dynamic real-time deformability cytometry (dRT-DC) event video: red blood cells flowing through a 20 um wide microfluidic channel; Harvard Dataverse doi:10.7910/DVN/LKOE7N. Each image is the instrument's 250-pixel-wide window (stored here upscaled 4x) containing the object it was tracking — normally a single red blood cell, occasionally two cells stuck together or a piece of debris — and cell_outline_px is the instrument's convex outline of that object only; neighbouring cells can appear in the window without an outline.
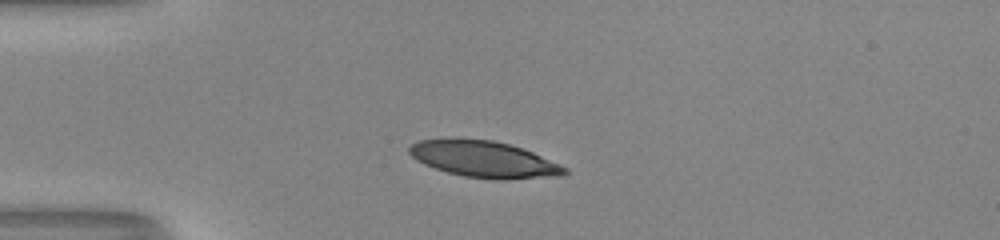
{"species": "human", "species_latin": "Homo sapiens", "temperature_condition": "room temperature", "stored_images_in_passage": 39, "camera_frame_rate_fps": 3000, "um_per_image_px": 0.085, "donor": {"sex": "male"}, "frame": {"image": 1, "passage_image": 1, "time_ms": 0.0, "image_size_px": [1000, 240], "cell_outline_px": [[568, 172], [564, 176], [500, 180], [464, 176], [448, 172], [424, 164], [416, 160], [408, 152], [408, 148], [412, 144], [420, 140], [492, 140], [508, 144], [532, 152], [568, 168]], "centroid_in_image_um": [41.19, 13.57], "position_along_channel_um": 43.8, "area_um2": 32.31}}
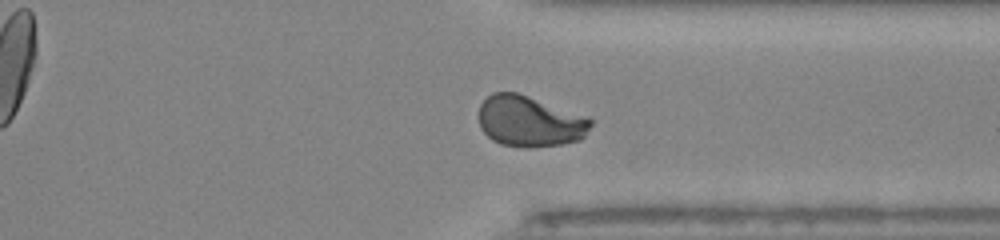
{"frame": {"image": 2, "passage_image": 27, "time_ms": 8.667, "image_size_px": [1000, 240], "cell_outline_px": [[592, 124], [584, 136], [580, 140], [560, 144], [528, 148], [500, 144], [492, 140], [480, 128], [480, 104], [492, 92], [516, 92], [588, 116], [592, 120]], "centroid_in_image_um": [45.03, 10.31], "position_along_channel_um": 366.4, "area_um2": 33.18}}
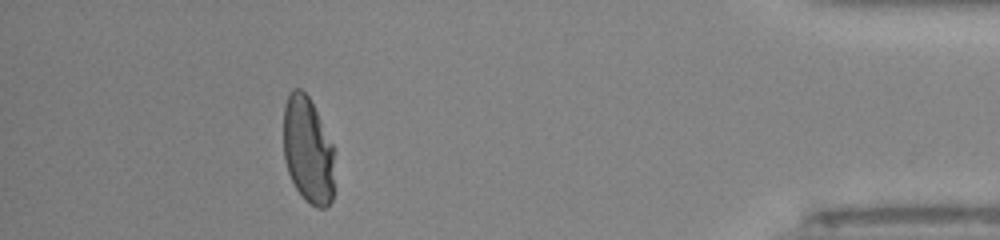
{"frame": {"image": 3, "passage_image": 34, "time_ms": 11.0, "image_size_px": [1000, 240], "cell_outline_px": [[332, 200], [324, 208], [316, 208], [304, 200], [296, 188], [288, 172], [284, 160], [284, 104], [288, 92], [292, 88], [300, 88], [308, 96], [332, 144]], "centroid_in_image_um": [26.13, 12.75], "position_along_channel_um": 409.1, "area_um2": 31.27}, "authors_computed_cell_mechanics": {"area_um2": 33.524, "velocity_mm_per_s": 4.0464, "shape_relaxation_time_tau1_ms": 8.4039, "shape_relaxation_time_tau2_ms": 0.7052, "deformation_change_tau1": 0.3071, "deformation_change_tau2": 0.0501}}